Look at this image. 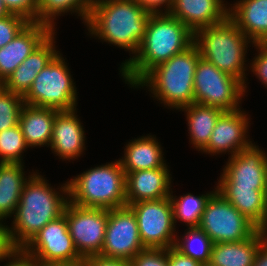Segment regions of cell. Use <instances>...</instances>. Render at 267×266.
Instances as JSON below:
<instances>
[{
  "instance_id": "obj_1",
  "label": "cell",
  "mask_w": 267,
  "mask_h": 266,
  "mask_svg": "<svg viewBox=\"0 0 267 266\" xmlns=\"http://www.w3.org/2000/svg\"><path fill=\"white\" fill-rule=\"evenodd\" d=\"M194 43V33L168 12L151 13L144 37L133 57L120 66L125 83L135 85L155 66Z\"/></svg>"
},
{
  "instance_id": "obj_2",
  "label": "cell",
  "mask_w": 267,
  "mask_h": 266,
  "mask_svg": "<svg viewBox=\"0 0 267 266\" xmlns=\"http://www.w3.org/2000/svg\"><path fill=\"white\" fill-rule=\"evenodd\" d=\"M47 183L45 178L34 172L24 184L13 216V226L9 228L16 248H24L49 222L63 215L69 201L68 182L60 187V191L67 197Z\"/></svg>"
},
{
  "instance_id": "obj_3",
  "label": "cell",
  "mask_w": 267,
  "mask_h": 266,
  "mask_svg": "<svg viewBox=\"0 0 267 266\" xmlns=\"http://www.w3.org/2000/svg\"><path fill=\"white\" fill-rule=\"evenodd\" d=\"M151 13L135 0H97L85 24L92 36L135 55Z\"/></svg>"
},
{
  "instance_id": "obj_4",
  "label": "cell",
  "mask_w": 267,
  "mask_h": 266,
  "mask_svg": "<svg viewBox=\"0 0 267 266\" xmlns=\"http://www.w3.org/2000/svg\"><path fill=\"white\" fill-rule=\"evenodd\" d=\"M201 58L195 43L152 68L136 85L148 91L170 108L181 109L194 103V74ZM151 88V89H150Z\"/></svg>"
},
{
  "instance_id": "obj_5",
  "label": "cell",
  "mask_w": 267,
  "mask_h": 266,
  "mask_svg": "<svg viewBox=\"0 0 267 266\" xmlns=\"http://www.w3.org/2000/svg\"><path fill=\"white\" fill-rule=\"evenodd\" d=\"M252 42L227 17L223 22L204 27L194 33V43L200 56L217 69L235 77L243 84L246 92V52Z\"/></svg>"
},
{
  "instance_id": "obj_6",
  "label": "cell",
  "mask_w": 267,
  "mask_h": 266,
  "mask_svg": "<svg viewBox=\"0 0 267 266\" xmlns=\"http://www.w3.org/2000/svg\"><path fill=\"white\" fill-rule=\"evenodd\" d=\"M125 183L126 174L119 160L90 168L68 181L69 201L81 207H124Z\"/></svg>"
},
{
  "instance_id": "obj_7",
  "label": "cell",
  "mask_w": 267,
  "mask_h": 266,
  "mask_svg": "<svg viewBox=\"0 0 267 266\" xmlns=\"http://www.w3.org/2000/svg\"><path fill=\"white\" fill-rule=\"evenodd\" d=\"M66 64L59 52L35 77L31 88L23 96L24 104L58 111L76 109V86Z\"/></svg>"
},
{
  "instance_id": "obj_8",
  "label": "cell",
  "mask_w": 267,
  "mask_h": 266,
  "mask_svg": "<svg viewBox=\"0 0 267 266\" xmlns=\"http://www.w3.org/2000/svg\"><path fill=\"white\" fill-rule=\"evenodd\" d=\"M243 84L200 58L194 74V103L213 106L223 111L240 109Z\"/></svg>"
},
{
  "instance_id": "obj_9",
  "label": "cell",
  "mask_w": 267,
  "mask_h": 266,
  "mask_svg": "<svg viewBox=\"0 0 267 266\" xmlns=\"http://www.w3.org/2000/svg\"><path fill=\"white\" fill-rule=\"evenodd\" d=\"M213 243L249 239L258 228L218 191L208 200L198 226Z\"/></svg>"
},
{
  "instance_id": "obj_10",
  "label": "cell",
  "mask_w": 267,
  "mask_h": 266,
  "mask_svg": "<svg viewBox=\"0 0 267 266\" xmlns=\"http://www.w3.org/2000/svg\"><path fill=\"white\" fill-rule=\"evenodd\" d=\"M128 206L136 215L140 240L145 248L168 249L175 245L177 236L169 197L136 202Z\"/></svg>"
},
{
  "instance_id": "obj_11",
  "label": "cell",
  "mask_w": 267,
  "mask_h": 266,
  "mask_svg": "<svg viewBox=\"0 0 267 266\" xmlns=\"http://www.w3.org/2000/svg\"><path fill=\"white\" fill-rule=\"evenodd\" d=\"M63 214L78 254L83 259L99 255L106 233L108 209L81 207L68 201Z\"/></svg>"
},
{
  "instance_id": "obj_12",
  "label": "cell",
  "mask_w": 267,
  "mask_h": 266,
  "mask_svg": "<svg viewBox=\"0 0 267 266\" xmlns=\"http://www.w3.org/2000/svg\"><path fill=\"white\" fill-rule=\"evenodd\" d=\"M23 249L41 265L71 264L84 260L73 244L64 214L49 222Z\"/></svg>"
},
{
  "instance_id": "obj_13",
  "label": "cell",
  "mask_w": 267,
  "mask_h": 266,
  "mask_svg": "<svg viewBox=\"0 0 267 266\" xmlns=\"http://www.w3.org/2000/svg\"><path fill=\"white\" fill-rule=\"evenodd\" d=\"M144 249L133 210L129 206L108 209L106 233L99 255L130 261Z\"/></svg>"
},
{
  "instance_id": "obj_14",
  "label": "cell",
  "mask_w": 267,
  "mask_h": 266,
  "mask_svg": "<svg viewBox=\"0 0 267 266\" xmlns=\"http://www.w3.org/2000/svg\"><path fill=\"white\" fill-rule=\"evenodd\" d=\"M218 186L267 191V155L255 144L229 158Z\"/></svg>"
},
{
  "instance_id": "obj_15",
  "label": "cell",
  "mask_w": 267,
  "mask_h": 266,
  "mask_svg": "<svg viewBox=\"0 0 267 266\" xmlns=\"http://www.w3.org/2000/svg\"><path fill=\"white\" fill-rule=\"evenodd\" d=\"M241 111H224L216 121L208 144L202 149L204 153L220 154L230 152V156L248 148L252 141L247 139L249 118ZM247 132V134H246Z\"/></svg>"
},
{
  "instance_id": "obj_16",
  "label": "cell",
  "mask_w": 267,
  "mask_h": 266,
  "mask_svg": "<svg viewBox=\"0 0 267 266\" xmlns=\"http://www.w3.org/2000/svg\"><path fill=\"white\" fill-rule=\"evenodd\" d=\"M52 31L47 24L30 22L11 42L0 48V85Z\"/></svg>"
},
{
  "instance_id": "obj_17",
  "label": "cell",
  "mask_w": 267,
  "mask_h": 266,
  "mask_svg": "<svg viewBox=\"0 0 267 266\" xmlns=\"http://www.w3.org/2000/svg\"><path fill=\"white\" fill-rule=\"evenodd\" d=\"M54 34L52 31L3 82L6 90L22 96L28 92L35 77L59 54L55 49Z\"/></svg>"
},
{
  "instance_id": "obj_18",
  "label": "cell",
  "mask_w": 267,
  "mask_h": 266,
  "mask_svg": "<svg viewBox=\"0 0 267 266\" xmlns=\"http://www.w3.org/2000/svg\"><path fill=\"white\" fill-rule=\"evenodd\" d=\"M168 166L138 170L126 174V206L170 196L171 177Z\"/></svg>"
},
{
  "instance_id": "obj_19",
  "label": "cell",
  "mask_w": 267,
  "mask_h": 266,
  "mask_svg": "<svg viewBox=\"0 0 267 266\" xmlns=\"http://www.w3.org/2000/svg\"><path fill=\"white\" fill-rule=\"evenodd\" d=\"M228 11L223 0H173L168 13L195 33L223 22L228 17Z\"/></svg>"
},
{
  "instance_id": "obj_20",
  "label": "cell",
  "mask_w": 267,
  "mask_h": 266,
  "mask_svg": "<svg viewBox=\"0 0 267 266\" xmlns=\"http://www.w3.org/2000/svg\"><path fill=\"white\" fill-rule=\"evenodd\" d=\"M76 111H59L55 115L50 146L63 160L76 159L85 150V131Z\"/></svg>"
},
{
  "instance_id": "obj_21",
  "label": "cell",
  "mask_w": 267,
  "mask_h": 266,
  "mask_svg": "<svg viewBox=\"0 0 267 266\" xmlns=\"http://www.w3.org/2000/svg\"><path fill=\"white\" fill-rule=\"evenodd\" d=\"M228 17L253 43L267 42V0H240Z\"/></svg>"
},
{
  "instance_id": "obj_22",
  "label": "cell",
  "mask_w": 267,
  "mask_h": 266,
  "mask_svg": "<svg viewBox=\"0 0 267 266\" xmlns=\"http://www.w3.org/2000/svg\"><path fill=\"white\" fill-rule=\"evenodd\" d=\"M53 108L24 104L19 116V126L28 147L50 146L55 115Z\"/></svg>"
},
{
  "instance_id": "obj_23",
  "label": "cell",
  "mask_w": 267,
  "mask_h": 266,
  "mask_svg": "<svg viewBox=\"0 0 267 266\" xmlns=\"http://www.w3.org/2000/svg\"><path fill=\"white\" fill-rule=\"evenodd\" d=\"M125 147L124 158L119 160L125 174L138 170L156 169L166 164L162 147L152 135L132 140Z\"/></svg>"
},
{
  "instance_id": "obj_24",
  "label": "cell",
  "mask_w": 267,
  "mask_h": 266,
  "mask_svg": "<svg viewBox=\"0 0 267 266\" xmlns=\"http://www.w3.org/2000/svg\"><path fill=\"white\" fill-rule=\"evenodd\" d=\"M265 237L257 230L249 239L214 243L209 263L213 266H252Z\"/></svg>"
},
{
  "instance_id": "obj_25",
  "label": "cell",
  "mask_w": 267,
  "mask_h": 266,
  "mask_svg": "<svg viewBox=\"0 0 267 266\" xmlns=\"http://www.w3.org/2000/svg\"><path fill=\"white\" fill-rule=\"evenodd\" d=\"M215 189L257 228L260 227L267 212V191L236 186H217Z\"/></svg>"
},
{
  "instance_id": "obj_26",
  "label": "cell",
  "mask_w": 267,
  "mask_h": 266,
  "mask_svg": "<svg viewBox=\"0 0 267 266\" xmlns=\"http://www.w3.org/2000/svg\"><path fill=\"white\" fill-rule=\"evenodd\" d=\"M23 164H0V221L15 214L25 182Z\"/></svg>"
},
{
  "instance_id": "obj_27",
  "label": "cell",
  "mask_w": 267,
  "mask_h": 266,
  "mask_svg": "<svg viewBox=\"0 0 267 266\" xmlns=\"http://www.w3.org/2000/svg\"><path fill=\"white\" fill-rule=\"evenodd\" d=\"M179 110L187 112V125L191 143L196 149L202 151L210 140L217 119L224 111L217 107L199 103H192Z\"/></svg>"
},
{
  "instance_id": "obj_28",
  "label": "cell",
  "mask_w": 267,
  "mask_h": 266,
  "mask_svg": "<svg viewBox=\"0 0 267 266\" xmlns=\"http://www.w3.org/2000/svg\"><path fill=\"white\" fill-rule=\"evenodd\" d=\"M97 0H38L37 22L49 25L55 29L54 19L61 13L77 12L83 19V23L87 21L89 12L93 9ZM55 17V18H54Z\"/></svg>"
},
{
  "instance_id": "obj_29",
  "label": "cell",
  "mask_w": 267,
  "mask_h": 266,
  "mask_svg": "<svg viewBox=\"0 0 267 266\" xmlns=\"http://www.w3.org/2000/svg\"><path fill=\"white\" fill-rule=\"evenodd\" d=\"M216 191H210V193L199 196L188 193L187 195L180 196L179 199L174 197L171 192L169 198L172 203L175 225L177 220H179L188 224V228L198 227L205 206Z\"/></svg>"
},
{
  "instance_id": "obj_30",
  "label": "cell",
  "mask_w": 267,
  "mask_h": 266,
  "mask_svg": "<svg viewBox=\"0 0 267 266\" xmlns=\"http://www.w3.org/2000/svg\"><path fill=\"white\" fill-rule=\"evenodd\" d=\"M197 243V247L195 246ZM212 240L199 227L188 228V231L182 236V240L176 239L174 247L182 254L193 258L200 264L209 263Z\"/></svg>"
},
{
  "instance_id": "obj_31",
  "label": "cell",
  "mask_w": 267,
  "mask_h": 266,
  "mask_svg": "<svg viewBox=\"0 0 267 266\" xmlns=\"http://www.w3.org/2000/svg\"><path fill=\"white\" fill-rule=\"evenodd\" d=\"M27 148L24 135L18 125L0 132V162L20 163L22 155Z\"/></svg>"
},
{
  "instance_id": "obj_32",
  "label": "cell",
  "mask_w": 267,
  "mask_h": 266,
  "mask_svg": "<svg viewBox=\"0 0 267 266\" xmlns=\"http://www.w3.org/2000/svg\"><path fill=\"white\" fill-rule=\"evenodd\" d=\"M23 105L22 95L10 92L0 85V132L19 124Z\"/></svg>"
},
{
  "instance_id": "obj_33",
  "label": "cell",
  "mask_w": 267,
  "mask_h": 266,
  "mask_svg": "<svg viewBox=\"0 0 267 266\" xmlns=\"http://www.w3.org/2000/svg\"><path fill=\"white\" fill-rule=\"evenodd\" d=\"M29 23V20L17 14L0 18V48L11 42Z\"/></svg>"
},
{
  "instance_id": "obj_34",
  "label": "cell",
  "mask_w": 267,
  "mask_h": 266,
  "mask_svg": "<svg viewBox=\"0 0 267 266\" xmlns=\"http://www.w3.org/2000/svg\"><path fill=\"white\" fill-rule=\"evenodd\" d=\"M132 266H168L167 249L145 248L130 260Z\"/></svg>"
},
{
  "instance_id": "obj_35",
  "label": "cell",
  "mask_w": 267,
  "mask_h": 266,
  "mask_svg": "<svg viewBox=\"0 0 267 266\" xmlns=\"http://www.w3.org/2000/svg\"><path fill=\"white\" fill-rule=\"evenodd\" d=\"M10 14H17L30 22H37L38 0H3Z\"/></svg>"
},
{
  "instance_id": "obj_36",
  "label": "cell",
  "mask_w": 267,
  "mask_h": 266,
  "mask_svg": "<svg viewBox=\"0 0 267 266\" xmlns=\"http://www.w3.org/2000/svg\"><path fill=\"white\" fill-rule=\"evenodd\" d=\"M258 50V55L251 63L252 72L267 87V42L253 43Z\"/></svg>"
},
{
  "instance_id": "obj_37",
  "label": "cell",
  "mask_w": 267,
  "mask_h": 266,
  "mask_svg": "<svg viewBox=\"0 0 267 266\" xmlns=\"http://www.w3.org/2000/svg\"><path fill=\"white\" fill-rule=\"evenodd\" d=\"M8 259L10 262L4 266H41L40 262L23 248H17Z\"/></svg>"
},
{
  "instance_id": "obj_38",
  "label": "cell",
  "mask_w": 267,
  "mask_h": 266,
  "mask_svg": "<svg viewBox=\"0 0 267 266\" xmlns=\"http://www.w3.org/2000/svg\"><path fill=\"white\" fill-rule=\"evenodd\" d=\"M17 248L12 243L9 227L0 221V261L6 260Z\"/></svg>"
},
{
  "instance_id": "obj_39",
  "label": "cell",
  "mask_w": 267,
  "mask_h": 266,
  "mask_svg": "<svg viewBox=\"0 0 267 266\" xmlns=\"http://www.w3.org/2000/svg\"><path fill=\"white\" fill-rule=\"evenodd\" d=\"M167 255H168V266H200L201 265L198 261L194 260L193 258H190L189 256L182 254L174 246L169 247L167 249Z\"/></svg>"
},
{
  "instance_id": "obj_40",
  "label": "cell",
  "mask_w": 267,
  "mask_h": 266,
  "mask_svg": "<svg viewBox=\"0 0 267 266\" xmlns=\"http://www.w3.org/2000/svg\"><path fill=\"white\" fill-rule=\"evenodd\" d=\"M87 266H132L128 260L104 257L102 255H92L84 258Z\"/></svg>"
},
{
  "instance_id": "obj_41",
  "label": "cell",
  "mask_w": 267,
  "mask_h": 266,
  "mask_svg": "<svg viewBox=\"0 0 267 266\" xmlns=\"http://www.w3.org/2000/svg\"><path fill=\"white\" fill-rule=\"evenodd\" d=\"M136 2L140 3L144 8L152 13H159L163 12L160 8L164 4L166 6V10L164 12H168L171 7L173 0H135ZM160 7V8H159Z\"/></svg>"
},
{
  "instance_id": "obj_42",
  "label": "cell",
  "mask_w": 267,
  "mask_h": 266,
  "mask_svg": "<svg viewBox=\"0 0 267 266\" xmlns=\"http://www.w3.org/2000/svg\"><path fill=\"white\" fill-rule=\"evenodd\" d=\"M252 266H267V239L260 245Z\"/></svg>"
},
{
  "instance_id": "obj_43",
  "label": "cell",
  "mask_w": 267,
  "mask_h": 266,
  "mask_svg": "<svg viewBox=\"0 0 267 266\" xmlns=\"http://www.w3.org/2000/svg\"><path fill=\"white\" fill-rule=\"evenodd\" d=\"M258 231L267 239V212L263 223L258 228Z\"/></svg>"
},
{
  "instance_id": "obj_44",
  "label": "cell",
  "mask_w": 267,
  "mask_h": 266,
  "mask_svg": "<svg viewBox=\"0 0 267 266\" xmlns=\"http://www.w3.org/2000/svg\"><path fill=\"white\" fill-rule=\"evenodd\" d=\"M41 266H87V264L83 260L81 262L71 263V264H47V265H41Z\"/></svg>"
},
{
  "instance_id": "obj_45",
  "label": "cell",
  "mask_w": 267,
  "mask_h": 266,
  "mask_svg": "<svg viewBox=\"0 0 267 266\" xmlns=\"http://www.w3.org/2000/svg\"><path fill=\"white\" fill-rule=\"evenodd\" d=\"M10 13L5 7L3 0H0V18L8 16Z\"/></svg>"
},
{
  "instance_id": "obj_46",
  "label": "cell",
  "mask_w": 267,
  "mask_h": 266,
  "mask_svg": "<svg viewBox=\"0 0 267 266\" xmlns=\"http://www.w3.org/2000/svg\"><path fill=\"white\" fill-rule=\"evenodd\" d=\"M200 266H213V265H211L210 263H204V264H201Z\"/></svg>"
}]
</instances>
